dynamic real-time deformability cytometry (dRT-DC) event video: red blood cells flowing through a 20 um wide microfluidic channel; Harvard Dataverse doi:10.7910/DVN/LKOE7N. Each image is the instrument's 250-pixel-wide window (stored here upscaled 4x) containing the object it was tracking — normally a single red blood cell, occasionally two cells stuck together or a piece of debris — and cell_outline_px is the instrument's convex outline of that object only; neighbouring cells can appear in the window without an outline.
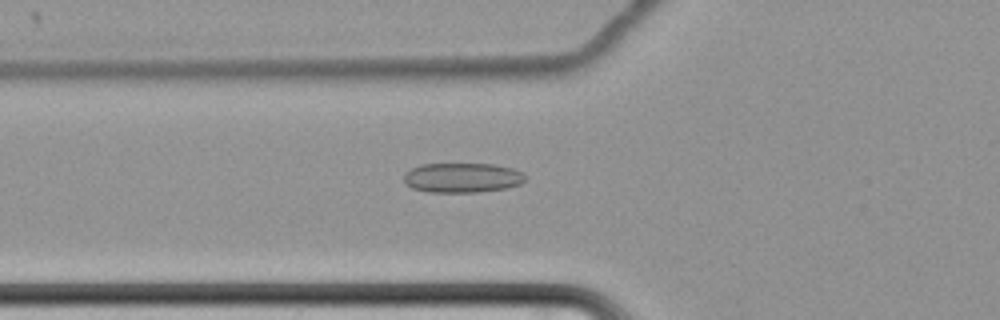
{"species": "common noctule bat (a hibernating species)", "species_latin": "Nyctalus noctula", "temperature_condition": "cold", "stored_images_in_passage": 44, "camera_frame_rate_fps": 3000, "um_per_image_px": 0.085, "animal": {"sex": "female", "body_mass_g": 22.7, "forearm_length_mm": 54.2}, "frame": {"image": 1, "passage_image": 6, "time_ms": 1.667, "image_size_px": [1000, 320], "cell_outline_px": [[524, 180], [520, 184], [508, 188], [480, 192], [428, 192], [412, 188], [404, 184], [404, 172], [420, 164], [492, 164], [512, 168], [520, 172], [524, 176]], "centroid_in_image_um": [39.24, 15.11], "position_along_channel_um": 86.6, "area_um2": 21.1}}
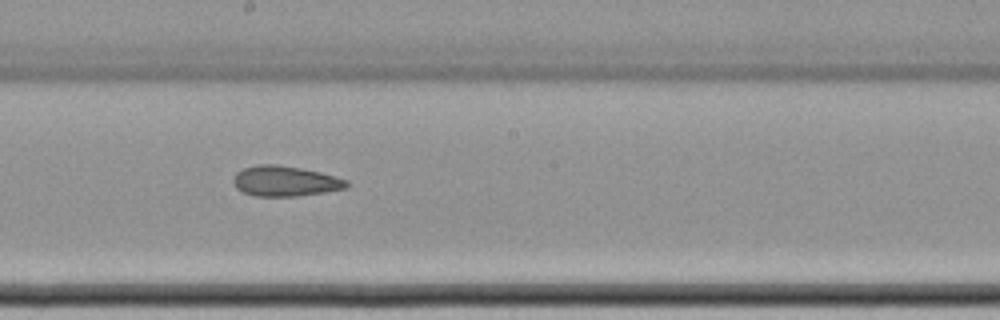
{"frame": {"image": 2, "passage_image": 18, "time_ms": 5.667, "image_size_px": [1000, 320], "cell_outline_px": [[348, 188], [324, 192], [296, 196], [252, 196], [236, 188], [232, 180], [236, 172], [244, 168], [256, 164], [276, 164], [300, 168], [320, 172], [336, 176], [348, 180]], "centroid_in_image_um": [24.23, 15.39], "position_along_channel_um": 224.0, "area_um2": 20.11}}
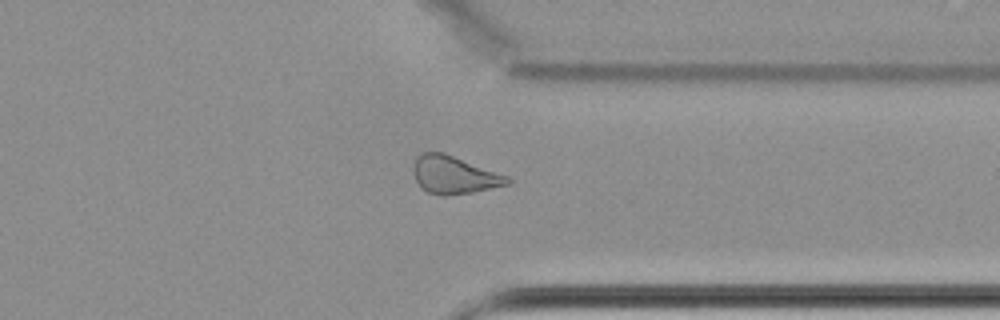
{"frame": {"image": 3, "passage_image": 31, "time_ms": 10.0, "image_size_px": [1000, 320], "cell_outline_px": [[512, 184], [472, 192], [444, 196], [440, 196], [428, 192], [420, 188], [416, 180], [412, 168], [416, 156], [424, 152], [444, 152], [508, 176], [512, 180]], "centroid_in_image_um": [38.59, 14.87], "position_along_channel_um": 372.8, "area_um2": 20.87}, "authors_computed_cell_mechanics": {"area_um2": 20.7213, "velocity_mm_per_s": 3.4403, "shape_relaxation_time_tau1_ms": 10.7294, "shape_relaxation_time_tau2_ms": 3.7392, "deformation_change_tau1": 0.1041, "deformation_change_tau2": 0.1055}}